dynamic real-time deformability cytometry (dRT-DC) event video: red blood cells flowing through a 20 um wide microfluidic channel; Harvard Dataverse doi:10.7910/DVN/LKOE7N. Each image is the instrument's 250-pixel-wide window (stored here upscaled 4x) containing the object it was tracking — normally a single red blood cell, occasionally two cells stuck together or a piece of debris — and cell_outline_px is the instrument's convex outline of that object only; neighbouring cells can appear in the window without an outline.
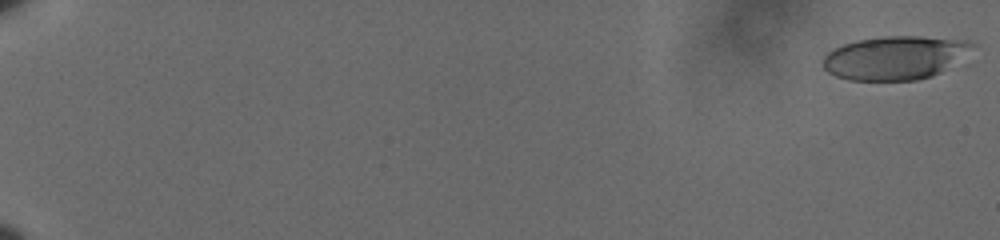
{"species": "human", "species_latin": "Homo sapiens", "temperature_condition": "cold", "stored_images_in_passage": 61, "camera_frame_rate_fps": 3000, "um_per_image_px": 0.085, "donor": {"sex": "male"}, "frame": {"image": 1, "passage_image": 1, "time_ms": 0.0, "image_size_px": [1000, 240], "cell_outline_px": [[976, 44], [940, 72], [932, 76], [916, 80], [848, 80], [836, 76], [828, 72], [824, 68], [824, 56], [828, 52], [844, 44], [856, 40], [884, 36], [920, 36], [968, 40]], "centroid_in_image_um": [76.02, 4.9], "position_along_channel_um": 9.0, "area_um2": 37.34}}
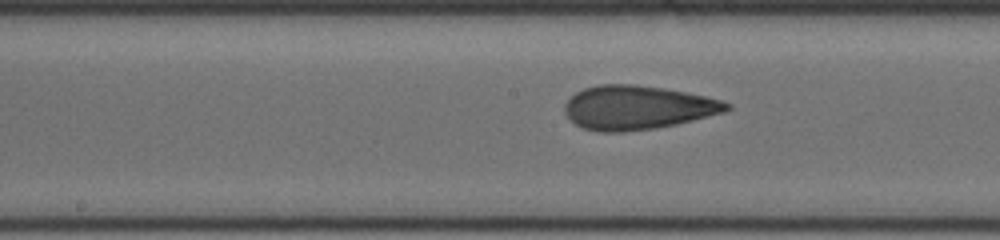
{"frame": {"image": 2, "passage_image": 35, "time_ms": 11.333, "image_size_px": [1000, 240], "cell_outline_px": [[732, 108], [724, 112], [676, 124], [656, 128], [624, 132], [600, 132], [584, 128], [576, 124], [564, 112], [564, 104], [576, 92], [584, 88], [600, 84], [636, 84], [664, 88], [724, 100], [732, 104]], "centroid_in_image_um": [54.19, 9.14], "position_along_channel_um": 194.0, "area_um2": 41.44}}
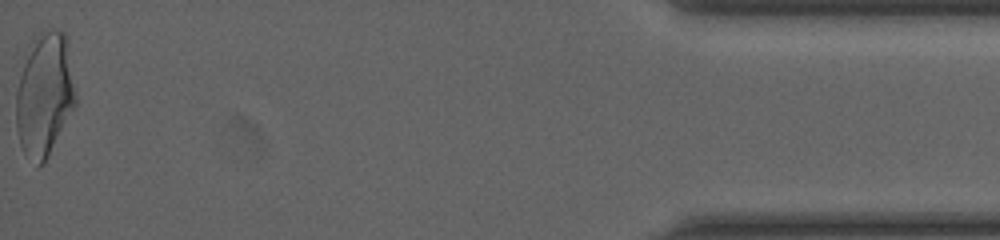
{"frame": {"image": 3, "passage_image": 61, "time_ms": 20.0, "image_size_px": [1000, 240], "cell_outline_px": [[76, 104], [44, 164], [40, 164], [24, 152], [20, 144], [16, 128], [16, 92], [20, 76], [32, 40], [56, 28], [64, 32], [68, 40], [76, 92]], "centroid_in_image_um": [3.81, 8.04], "position_along_channel_um": 431.4, "area_um2": 42.25}, "authors_computed_cell_mechanics": {"area_um2": 40.0554, "velocity_mm_per_s": 3.6107, "shape_relaxation_time_tau1_ms": null, "shape_relaxation_time_tau2_ms": 1.4651, "deformation_change_tau1": null, "deformation_change_tau2": 0.0921}}